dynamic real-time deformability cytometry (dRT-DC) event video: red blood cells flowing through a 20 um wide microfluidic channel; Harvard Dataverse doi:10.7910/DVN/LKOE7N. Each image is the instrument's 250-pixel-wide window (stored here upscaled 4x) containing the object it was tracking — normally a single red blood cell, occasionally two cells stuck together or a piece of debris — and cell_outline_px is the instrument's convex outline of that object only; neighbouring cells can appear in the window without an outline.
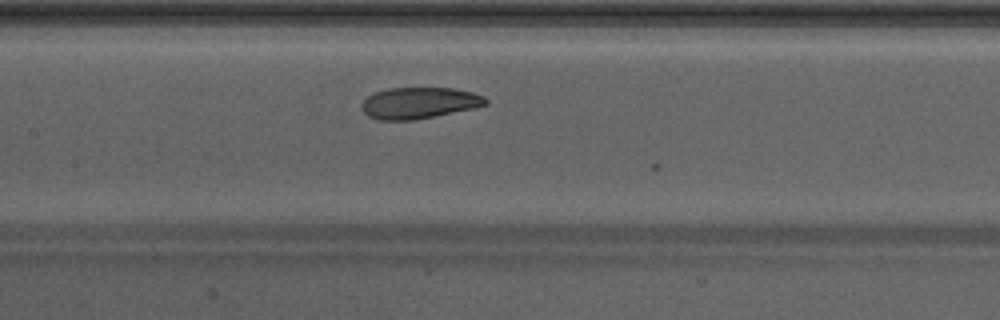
{"species": "Egyptian fruit bat (a non-hibernating species)", "species_latin": "Rousettus aegyptiacus", "temperature_condition": "warm", "stored_images_in_passage": 17, "camera_frame_rate_fps": 3000, "um_per_image_px": 0.085, "animal": {"sex": "male"}, "frame": {"image": 1, "passage_image": 14, "time_ms": 4.333, "image_size_px": [1000, 320], "cell_outline_px": [[488, 104], [476, 108], [416, 120], [376, 120], [368, 116], [360, 108], [360, 104], [368, 96], [376, 92], [388, 88], [452, 88], [472, 92], [484, 96], [488, 100]], "centroid_in_image_um": [35.63, 8.76], "position_along_channel_um": 171.8, "area_um2": 22.89}}